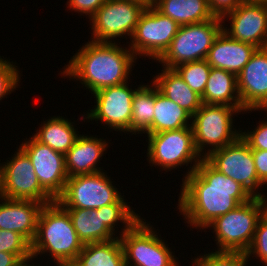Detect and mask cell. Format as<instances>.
Listing matches in <instances>:
<instances>
[{
  "label": "cell",
  "mask_w": 267,
  "mask_h": 266,
  "mask_svg": "<svg viewBox=\"0 0 267 266\" xmlns=\"http://www.w3.org/2000/svg\"><path fill=\"white\" fill-rule=\"evenodd\" d=\"M181 189L177 208L192 229H206L217 217L253 198L245 188L215 169L205 158L182 179Z\"/></svg>",
  "instance_id": "cell-1"
},
{
  "label": "cell",
  "mask_w": 267,
  "mask_h": 266,
  "mask_svg": "<svg viewBox=\"0 0 267 266\" xmlns=\"http://www.w3.org/2000/svg\"><path fill=\"white\" fill-rule=\"evenodd\" d=\"M117 43L88 41L65 64L61 75L76 79L92 94L126 83L137 58L128 46Z\"/></svg>",
  "instance_id": "cell-2"
},
{
  "label": "cell",
  "mask_w": 267,
  "mask_h": 266,
  "mask_svg": "<svg viewBox=\"0 0 267 266\" xmlns=\"http://www.w3.org/2000/svg\"><path fill=\"white\" fill-rule=\"evenodd\" d=\"M68 211L57 201L43 205L37 220V232L31 243L33 260L49 253L57 266H71L82 251Z\"/></svg>",
  "instance_id": "cell-3"
},
{
  "label": "cell",
  "mask_w": 267,
  "mask_h": 266,
  "mask_svg": "<svg viewBox=\"0 0 267 266\" xmlns=\"http://www.w3.org/2000/svg\"><path fill=\"white\" fill-rule=\"evenodd\" d=\"M267 210V198L253 197L217 217L207 228L215 233L216 251L244 252L250 247L260 220Z\"/></svg>",
  "instance_id": "cell-4"
},
{
  "label": "cell",
  "mask_w": 267,
  "mask_h": 266,
  "mask_svg": "<svg viewBox=\"0 0 267 266\" xmlns=\"http://www.w3.org/2000/svg\"><path fill=\"white\" fill-rule=\"evenodd\" d=\"M237 114H241V111L232 106L202 104L192 116L194 145L202 158L234 142L240 136L241 131L234 128L233 122ZM205 148H209L207 152Z\"/></svg>",
  "instance_id": "cell-5"
},
{
  "label": "cell",
  "mask_w": 267,
  "mask_h": 266,
  "mask_svg": "<svg viewBox=\"0 0 267 266\" xmlns=\"http://www.w3.org/2000/svg\"><path fill=\"white\" fill-rule=\"evenodd\" d=\"M222 29L223 20L218 16L200 23L181 25L169 48L157 61L162 67L173 69L186 62L204 60Z\"/></svg>",
  "instance_id": "cell-6"
},
{
  "label": "cell",
  "mask_w": 267,
  "mask_h": 266,
  "mask_svg": "<svg viewBox=\"0 0 267 266\" xmlns=\"http://www.w3.org/2000/svg\"><path fill=\"white\" fill-rule=\"evenodd\" d=\"M146 137L148 138L147 160L152 163V166H160L167 172L190 164L191 169L187 168L189 170L183 179L196 169L202 159L196 151L191 127L147 134Z\"/></svg>",
  "instance_id": "cell-7"
},
{
  "label": "cell",
  "mask_w": 267,
  "mask_h": 266,
  "mask_svg": "<svg viewBox=\"0 0 267 266\" xmlns=\"http://www.w3.org/2000/svg\"><path fill=\"white\" fill-rule=\"evenodd\" d=\"M154 229L145 219L140 218L119 237L125 266H179L178 258L172 255L169 245Z\"/></svg>",
  "instance_id": "cell-8"
},
{
  "label": "cell",
  "mask_w": 267,
  "mask_h": 266,
  "mask_svg": "<svg viewBox=\"0 0 267 266\" xmlns=\"http://www.w3.org/2000/svg\"><path fill=\"white\" fill-rule=\"evenodd\" d=\"M178 29L174 20L150 6L139 17L128 47L136 58L148 57L157 62L169 48Z\"/></svg>",
  "instance_id": "cell-9"
},
{
  "label": "cell",
  "mask_w": 267,
  "mask_h": 266,
  "mask_svg": "<svg viewBox=\"0 0 267 266\" xmlns=\"http://www.w3.org/2000/svg\"><path fill=\"white\" fill-rule=\"evenodd\" d=\"M107 172L68 177L57 201L65 209H99L115 203L122 195Z\"/></svg>",
  "instance_id": "cell-10"
},
{
  "label": "cell",
  "mask_w": 267,
  "mask_h": 266,
  "mask_svg": "<svg viewBox=\"0 0 267 266\" xmlns=\"http://www.w3.org/2000/svg\"><path fill=\"white\" fill-rule=\"evenodd\" d=\"M205 159L222 174L239 183L253 197H267L257 191L264 184L258 179L252 149L241 136L211 152Z\"/></svg>",
  "instance_id": "cell-11"
},
{
  "label": "cell",
  "mask_w": 267,
  "mask_h": 266,
  "mask_svg": "<svg viewBox=\"0 0 267 266\" xmlns=\"http://www.w3.org/2000/svg\"><path fill=\"white\" fill-rule=\"evenodd\" d=\"M145 7L129 0H107L91 21L92 41L114 43L125 35L131 39ZM115 39V41H114Z\"/></svg>",
  "instance_id": "cell-12"
},
{
  "label": "cell",
  "mask_w": 267,
  "mask_h": 266,
  "mask_svg": "<svg viewBox=\"0 0 267 266\" xmlns=\"http://www.w3.org/2000/svg\"><path fill=\"white\" fill-rule=\"evenodd\" d=\"M128 82L94 92V109L87 111L79 119L84 122L85 119L89 120L88 122L101 121L114 131L131 133L132 100L137 89L128 87Z\"/></svg>",
  "instance_id": "cell-13"
},
{
  "label": "cell",
  "mask_w": 267,
  "mask_h": 266,
  "mask_svg": "<svg viewBox=\"0 0 267 266\" xmlns=\"http://www.w3.org/2000/svg\"><path fill=\"white\" fill-rule=\"evenodd\" d=\"M3 164L1 196L8 199L35 200L43 205L55 201L40 185L28 155L19 147ZM5 163V164H4Z\"/></svg>",
  "instance_id": "cell-14"
},
{
  "label": "cell",
  "mask_w": 267,
  "mask_h": 266,
  "mask_svg": "<svg viewBox=\"0 0 267 266\" xmlns=\"http://www.w3.org/2000/svg\"><path fill=\"white\" fill-rule=\"evenodd\" d=\"M30 158L41 187L57 200L63 193L68 179L65 155L47 145L41 144L33 136L19 146Z\"/></svg>",
  "instance_id": "cell-15"
},
{
  "label": "cell",
  "mask_w": 267,
  "mask_h": 266,
  "mask_svg": "<svg viewBox=\"0 0 267 266\" xmlns=\"http://www.w3.org/2000/svg\"><path fill=\"white\" fill-rule=\"evenodd\" d=\"M228 17V18H227ZM226 21L230 28L225 27ZM223 31L231 38L250 43L257 48L267 47V3L245 0L222 17Z\"/></svg>",
  "instance_id": "cell-16"
},
{
  "label": "cell",
  "mask_w": 267,
  "mask_h": 266,
  "mask_svg": "<svg viewBox=\"0 0 267 266\" xmlns=\"http://www.w3.org/2000/svg\"><path fill=\"white\" fill-rule=\"evenodd\" d=\"M237 88L247 113L259 110L267 112V47L257 48L252 54L237 75Z\"/></svg>",
  "instance_id": "cell-17"
},
{
  "label": "cell",
  "mask_w": 267,
  "mask_h": 266,
  "mask_svg": "<svg viewBox=\"0 0 267 266\" xmlns=\"http://www.w3.org/2000/svg\"><path fill=\"white\" fill-rule=\"evenodd\" d=\"M0 199V230L18 232L32 243L43 204L35 200L8 199L2 196Z\"/></svg>",
  "instance_id": "cell-18"
},
{
  "label": "cell",
  "mask_w": 267,
  "mask_h": 266,
  "mask_svg": "<svg viewBox=\"0 0 267 266\" xmlns=\"http://www.w3.org/2000/svg\"><path fill=\"white\" fill-rule=\"evenodd\" d=\"M96 137L80 134L66 152L65 166L68 177L105 171L98 163L107 151L108 141Z\"/></svg>",
  "instance_id": "cell-19"
},
{
  "label": "cell",
  "mask_w": 267,
  "mask_h": 266,
  "mask_svg": "<svg viewBox=\"0 0 267 266\" xmlns=\"http://www.w3.org/2000/svg\"><path fill=\"white\" fill-rule=\"evenodd\" d=\"M256 49L254 45L233 39L221 30L206 60L211 67L226 70L237 76Z\"/></svg>",
  "instance_id": "cell-20"
},
{
  "label": "cell",
  "mask_w": 267,
  "mask_h": 266,
  "mask_svg": "<svg viewBox=\"0 0 267 266\" xmlns=\"http://www.w3.org/2000/svg\"><path fill=\"white\" fill-rule=\"evenodd\" d=\"M202 104L228 105L246 112L241 104L237 88V76L223 69L211 67L201 96Z\"/></svg>",
  "instance_id": "cell-21"
},
{
  "label": "cell",
  "mask_w": 267,
  "mask_h": 266,
  "mask_svg": "<svg viewBox=\"0 0 267 266\" xmlns=\"http://www.w3.org/2000/svg\"><path fill=\"white\" fill-rule=\"evenodd\" d=\"M162 69L151 82L164 96L193 116L202 105L201 96L193 91L174 69L165 67Z\"/></svg>",
  "instance_id": "cell-22"
},
{
  "label": "cell",
  "mask_w": 267,
  "mask_h": 266,
  "mask_svg": "<svg viewBox=\"0 0 267 266\" xmlns=\"http://www.w3.org/2000/svg\"><path fill=\"white\" fill-rule=\"evenodd\" d=\"M179 26L213 19L208 0H155L153 5Z\"/></svg>",
  "instance_id": "cell-23"
},
{
  "label": "cell",
  "mask_w": 267,
  "mask_h": 266,
  "mask_svg": "<svg viewBox=\"0 0 267 266\" xmlns=\"http://www.w3.org/2000/svg\"><path fill=\"white\" fill-rule=\"evenodd\" d=\"M73 124L65 117L53 116L43 124L41 122V127L36 130L33 137L41 144L65 155L79 136V131H76L77 128L75 129Z\"/></svg>",
  "instance_id": "cell-24"
},
{
  "label": "cell",
  "mask_w": 267,
  "mask_h": 266,
  "mask_svg": "<svg viewBox=\"0 0 267 266\" xmlns=\"http://www.w3.org/2000/svg\"><path fill=\"white\" fill-rule=\"evenodd\" d=\"M79 240L85 244L106 242L118 238L103 222L97 209H66ZM116 235V236H115Z\"/></svg>",
  "instance_id": "cell-25"
},
{
  "label": "cell",
  "mask_w": 267,
  "mask_h": 266,
  "mask_svg": "<svg viewBox=\"0 0 267 266\" xmlns=\"http://www.w3.org/2000/svg\"><path fill=\"white\" fill-rule=\"evenodd\" d=\"M191 121L192 115L164 96L155 85V105L151 134L191 127V124H189Z\"/></svg>",
  "instance_id": "cell-26"
},
{
  "label": "cell",
  "mask_w": 267,
  "mask_h": 266,
  "mask_svg": "<svg viewBox=\"0 0 267 266\" xmlns=\"http://www.w3.org/2000/svg\"><path fill=\"white\" fill-rule=\"evenodd\" d=\"M71 266H125L119 237L106 242L83 245L82 251Z\"/></svg>",
  "instance_id": "cell-27"
},
{
  "label": "cell",
  "mask_w": 267,
  "mask_h": 266,
  "mask_svg": "<svg viewBox=\"0 0 267 266\" xmlns=\"http://www.w3.org/2000/svg\"><path fill=\"white\" fill-rule=\"evenodd\" d=\"M138 85L132 100L131 135L151 134L154 117L155 84ZM152 87V88H151Z\"/></svg>",
  "instance_id": "cell-28"
},
{
  "label": "cell",
  "mask_w": 267,
  "mask_h": 266,
  "mask_svg": "<svg viewBox=\"0 0 267 266\" xmlns=\"http://www.w3.org/2000/svg\"><path fill=\"white\" fill-rule=\"evenodd\" d=\"M97 212H101L102 222L114 234L116 232L115 228H118L115 227V225L117 226V223L122 222L124 227H122L123 229L121 228V231H119V237L128 231L141 218V215L135 213V210L131 208L123 196H121L115 203L97 209Z\"/></svg>",
  "instance_id": "cell-29"
},
{
  "label": "cell",
  "mask_w": 267,
  "mask_h": 266,
  "mask_svg": "<svg viewBox=\"0 0 267 266\" xmlns=\"http://www.w3.org/2000/svg\"><path fill=\"white\" fill-rule=\"evenodd\" d=\"M186 84L202 96L211 71V66L207 60L186 62L173 68Z\"/></svg>",
  "instance_id": "cell-30"
},
{
  "label": "cell",
  "mask_w": 267,
  "mask_h": 266,
  "mask_svg": "<svg viewBox=\"0 0 267 266\" xmlns=\"http://www.w3.org/2000/svg\"><path fill=\"white\" fill-rule=\"evenodd\" d=\"M193 266H248L244 252L213 251L201 254L192 261Z\"/></svg>",
  "instance_id": "cell-31"
},
{
  "label": "cell",
  "mask_w": 267,
  "mask_h": 266,
  "mask_svg": "<svg viewBox=\"0 0 267 266\" xmlns=\"http://www.w3.org/2000/svg\"><path fill=\"white\" fill-rule=\"evenodd\" d=\"M0 252L15 254L21 261L32 260L31 243L14 231L0 230Z\"/></svg>",
  "instance_id": "cell-32"
},
{
  "label": "cell",
  "mask_w": 267,
  "mask_h": 266,
  "mask_svg": "<svg viewBox=\"0 0 267 266\" xmlns=\"http://www.w3.org/2000/svg\"><path fill=\"white\" fill-rule=\"evenodd\" d=\"M245 254L248 259L255 257L267 266V210L260 217L253 241Z\"/></svg>",
  "instance_id": "cell-33"
},
{
  "label": "cell",
  "mask_w": 267,
  "mask_h": 266,
  "mask_svg": "<svg viewBox=\"0 0 267 266\" xmlns=\"http://www.w3.org/2000/svg\"><path fill=\"white\" fill-rule=\"evenodd\" d=\"M14 64L16 63L0 56V101L19 86L21 74Z\"/></svg>",
  "instance_id": "cell-34"
},
{
  "label": "cell",
  "mask_w": 267,
  "mask_h": 266,
  "mask_svg": "<svg viewBox=\"0 0 267 266\" xmlns=\"http://www.w3.org/2000/svg\"><path fill=\"white\" fill-rule=\"evenodd\" d=\"M254 130L241 131L240 136L248 143L251 149L267 151V121L257 123Z\"/></svg>",
  "instance_id": "cell-35"
},
{
  "label": "cell",
  "mask_w": 267,
  "mask_h": 266,
  "mask_svg": "<svg viewBox=\"0 0 267 266\" xmlns=\"http://www.w3.org/2000/svg\"><path fill=\"white\" fill-rule=\"evenodd\" d=\"M107 0H68L66 6L71 11L80 13L81 15H88V19H91L96 11L102 7Z\"/></svg>",
  "instance_id": "cell-36"
},
{
  "label": "cell",
  "mask_w": 267,
  "mask_h": 266,
  "mask_svg": "<svg viewBox=\"0 0 267 266\" xmlns=\"http://www.w3.org/2000/svg\"><path fill=\"white\" fill-rule=\"evenodd\" d=\"M245 0H208L211 12L218 17H223L228 12L236 9Z\"/></svg>",
  "instance_id": "cell-37"
},
{
  "label": "cell",
  "mask_w": 267,
  "mask_h": 266,
  "mask_svg": "<svg viewBox=\"0 0 267 266\" xmlns=\"http://www.w3.org/2000/svg\"><path fill=\"white\" fill-rule=\"evenodd\" d=\"M258 179L267 185V151L252 149Z\"/></svg>",
  "instance_id": "cell-38"
},
{
  "label": "cell",
  "mask_w": 267,
  "mask_h": 266,
  "mask_svg": "<svg viewBox=\"0 0 267 266\" xmlns=\"http://www.w3.org/2000/svg\"><path fill=\"white\" fill-rule=\"evenodd\" d=\"M21 260L13 253L0 252V266H17Z\"/></svg>",
  "instance_id": "cell-39"
},
{
  "label": "cell",
  "mask_w": 267,
  "mask_h": 266,
  "mask_svg": "<svg viewBox=\"0 0 267 266\" xmlns=\"http://www.w3.org/2000/svg\"><path fill=\"white\" fill-rule=\"evenodd\" d=\"M129 1L138 3V4L142 5V6H144L145 8H148V7L154 5V1L153 0H129Z\"/></svg>",
  "instance_id": "cell-40"
},
{
  "label": "cell",
  "mask_w": 267,
  "mask_h": 266,
  "mask_svg": "<svg viewBox=\"0 0 267 266\" xmlns=\"http://www.w3.org/2000/svg\"><path fill=\"white\" fill-rule=\"evenodd\" d=\"M29 263H32L33 264L32 260H23L17 266H34V264L33 265L32 264L30 265Z\"/></svg>",
  "instance_id": "cell-41"
},
{
  "label": "cell",
  "mask_w": 267,
  "mask_h": 266,
  "mask_svg": "<svg viewBox=\"0 0 267 266\" xmlns=\"http://www.w3.org/2000/svg\"><path fill=\"white\" fill-rule=\"evenodd\" d=\"M2 177H3V165L0 163V196H1V190H2Z\"/></svg>",
  "instance_id": "cell-42"
},
{
  "label": "cell",
  "mask_w": 267,
  "mask_h": 266,
  "mask_svg": "<svg viewBox=\"0 0 267 266\" xmlns=\"http://www.w3.org/2000/svg\"><path fill=\"white\" fill-rule=\"evenodd\" d=\"M247 1H251V2H266L267 3V0H247Z\"/></svg>",
  "instance_id": "cell-43"
}]
</instances>
